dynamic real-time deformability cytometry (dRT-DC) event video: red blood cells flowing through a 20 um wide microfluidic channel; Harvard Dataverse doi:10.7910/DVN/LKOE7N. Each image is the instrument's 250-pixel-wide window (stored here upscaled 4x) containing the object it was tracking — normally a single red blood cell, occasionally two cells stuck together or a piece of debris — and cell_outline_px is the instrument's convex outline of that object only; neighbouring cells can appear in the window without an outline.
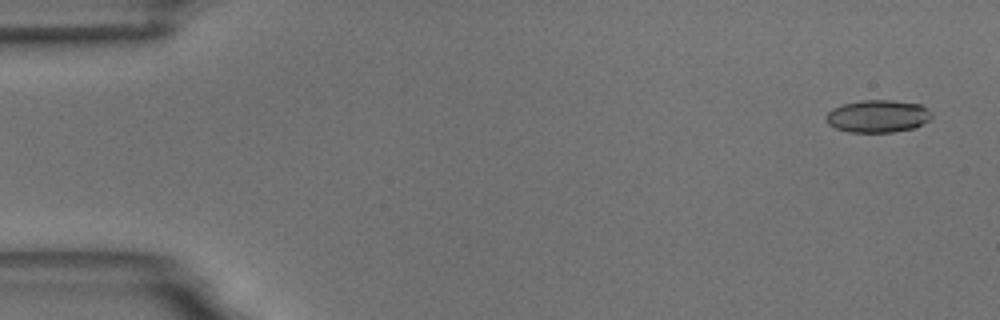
{"species": "common noctule bat (a hibernating species)", "species_latin": "Nyctalus noctula", "temperature_condition": "room temperature", "stored_images_in_passage": 5, "camera_frame_rate_fps": 3000, "um_per_image_px": 0.085, "animal": {"sex": "male", "body_mass_g": 18.8}, "frame": {"image": 1, "passage_image": 1, "time_ms": 0.0, "image_size_px": [1000, 320], "cell_outline_px": [[932, 116], [928, 120], [916, 128], [892, 132], [848, 132], [836, 128], [828, 124], [828, 112], [832, 108], [844, 104], [860, 100], [892, 100], [920, 104], [928, 108], [932, 112]], "centroid_in_image_um": [74.65, 9.87], "position_along_channel_um": 10.3, "area_um2": 20.0}}
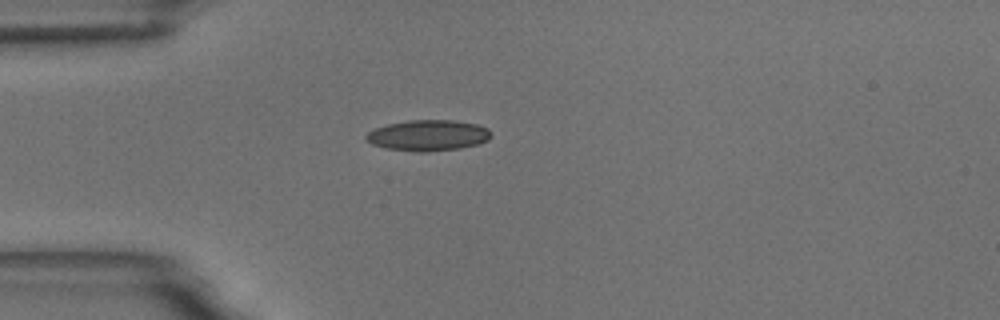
{"frame": {"image": 2, "passage_image": 5, "time_ms": 4.333, "image_size_px": [1000, 320], "cell_outline_px": [[492, 136], [488, 140], [480, 144], [460, 148], [424, 152], [416, 152], [384, 148], [372, 144], [364, 140], [364, 136], [368, 132], [376, 128], [388, 124], [408, 120], [452, 120], [476, 124], [488, 128], [492, 132]], "centroid_in_image_um": [36.39, 11.51], "position_along_channel_um": 48.6, "area_um2": 22.72}}